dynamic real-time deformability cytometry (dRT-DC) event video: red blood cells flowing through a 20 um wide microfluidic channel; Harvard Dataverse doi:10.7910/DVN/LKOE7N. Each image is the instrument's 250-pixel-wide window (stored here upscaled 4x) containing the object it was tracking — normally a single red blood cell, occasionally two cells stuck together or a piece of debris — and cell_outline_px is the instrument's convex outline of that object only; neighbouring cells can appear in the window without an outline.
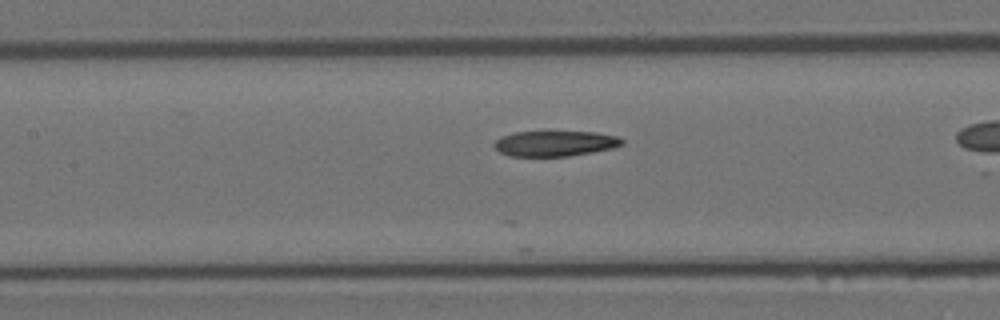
{"species": "Egyptian fruit bat (a non-hibernating species)", "species_latin": "Rousettus aegyptiacus", "temperature_condition": "room temperature", "stored_images_in_passage": 15, "camera_frame_rate_fps": 3000, "um_per_image_px": 0.085, "animal": {"sex": "female"}, "frame": {"image": 1, "passage_image": 8, "time_ms": 2.333, "image_size_px": [1000, 320], "cell_outline_px": [[624, 144], [612, 148], [592, 152], [568, 156], [508, 156], [500, 152], [492, 144], [500, 136], [516, 132], [544, 128], [596, 132], [620, 136], [624, 140]], "centroid_in_image_um": [47.17, 12.13], "position_along_channel_um": 160.2, "area_um2": 20.17}}